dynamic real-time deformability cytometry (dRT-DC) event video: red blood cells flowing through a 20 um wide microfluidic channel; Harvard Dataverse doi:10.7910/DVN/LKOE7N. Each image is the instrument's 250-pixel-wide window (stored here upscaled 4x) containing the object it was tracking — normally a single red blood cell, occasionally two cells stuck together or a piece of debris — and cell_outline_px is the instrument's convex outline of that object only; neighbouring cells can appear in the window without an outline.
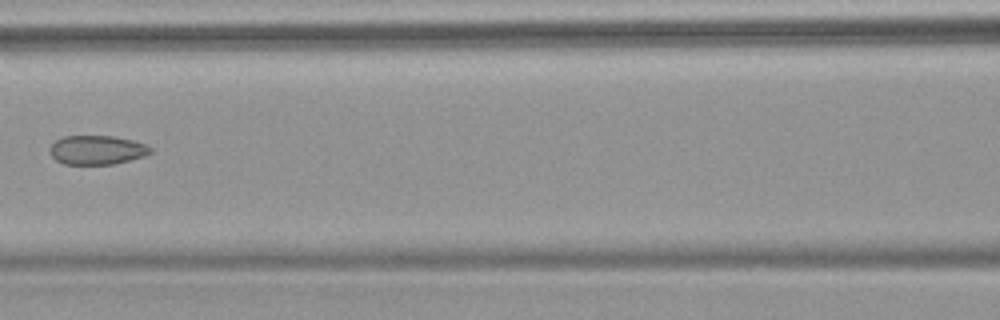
{"species": "common noctule bat (a hibernating species)", "species_latin": "Nyctalus noctula", "temperature_condition": "warm", "stored_images_in_passage": 7, "camera_frame_rate_fps": 3000, "um_per_image_px": 0.085, "animal": {"sex": "female", "body_mass_g": 18.4}, "frame": {"image": 1, "passage_image": 7, "time_ms": 7.0, "image_size_px": [1000, 320], "cell_outline_px": [[152, 152], [144, 156], [112, 164], [64, 164], [56, 160], [52, 156], [48, 148], [56, 140], [64, 136], [112, 136], [132, 140], [148, 144], [152, 148]], "centroid_in_image_um": [8.24, 12.74], "position_along_channel_um": 158.4, "area_um2": 17.05}}